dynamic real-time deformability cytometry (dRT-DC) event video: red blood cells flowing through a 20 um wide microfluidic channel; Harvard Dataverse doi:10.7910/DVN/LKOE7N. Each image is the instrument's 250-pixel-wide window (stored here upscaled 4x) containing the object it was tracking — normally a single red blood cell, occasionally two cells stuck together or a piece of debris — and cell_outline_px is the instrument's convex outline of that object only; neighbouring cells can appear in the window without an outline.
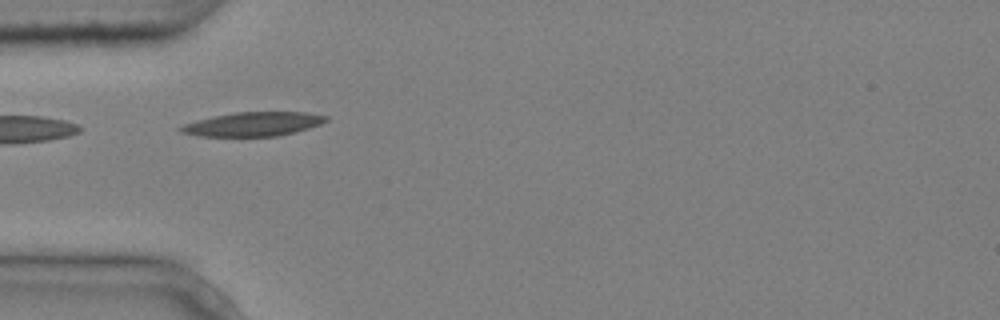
{"species": "common noctule bat (a hibernating species)", "species_latin": "Nyctalus noctula", "temperature_condition": "cold", "stored_images_in_passage": 7, "camera_frame_rate_fps": 3000, "um_per_image_px": 0.085, "animal": {"sex": "male", "body_mass_g": 20.4}, "frame": {"image": 1, "passage_image": 4, "time_ms": 1.0, "image_size_px": [1000, 320], "cell_outline_px": [[328, 120], [320, 124], [308, 128], [276, 136], [200, 136], [180, 132], [176, 128], [184, 124], [196, 120], [236, 112], [308, 112], [328, 116]], "centroid_in_image_um": [21.5, 10.54], "position_along_channel_um": 63.5, "area_um2": 20.17}}